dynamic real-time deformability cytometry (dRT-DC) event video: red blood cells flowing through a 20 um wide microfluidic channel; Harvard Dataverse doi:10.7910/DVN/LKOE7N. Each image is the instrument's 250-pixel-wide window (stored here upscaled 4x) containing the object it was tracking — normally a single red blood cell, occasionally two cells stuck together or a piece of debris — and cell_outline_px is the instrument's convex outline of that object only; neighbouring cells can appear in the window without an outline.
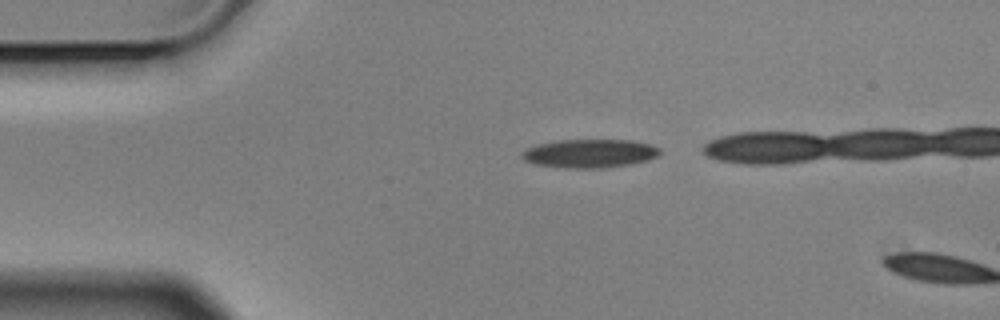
{"species": "Egyptian fruit bat (a non-hibernating species)", "species_latin": "Rousettus aegyptiacus", "temperature_condition": "cold", "stored_images_in_passage": 2, "camera_frame_rate_fps": 3000, "um_per_image_px": 0.085, "animal": {"sex": "male"}, "frame": {"image": 1, "passage_image": 1, "time_ms": 0.0, "image_size_px": [1000, 320], "cell_outline_px": [[660, 156], [648, 160], [632, 164], [600, 168], [564, 168], [536, 164], [524, 160], [520, 156], [528, 148], [536, 144], [556, 140], [628, 140], [648, 144], [660, 148]], "centroid_in_image_um": [50.13, 13.04], "position_along_channel_um": 34.9, "area_um2": 22.95}}